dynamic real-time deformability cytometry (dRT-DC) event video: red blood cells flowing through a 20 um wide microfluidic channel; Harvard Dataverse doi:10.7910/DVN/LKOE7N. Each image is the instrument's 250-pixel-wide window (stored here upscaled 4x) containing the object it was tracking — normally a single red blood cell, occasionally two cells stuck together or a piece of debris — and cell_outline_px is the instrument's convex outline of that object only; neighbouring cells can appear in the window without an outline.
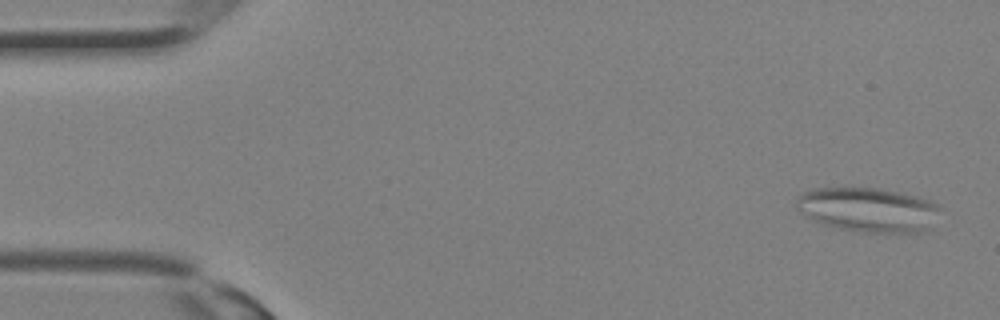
{"species": "Egyptian fruit bat (a non-hibernating species)", "species_latin": "Rousettus aegyptiacus", "temperature_condition": "room temperature", "stored_images_in_passage": 15, "camera_frame_rate_fps": 3000, "um_per_image_px": 0.085, "animal": {"sex": "female"}, "frame": {"image": 1, "passage_image": 1, "time_ms": 0.0, "image_size_px": [1000, 320], "cell_outline_px": [[940, 208], [928, 228], [920, 232], [860, 232], [840, 228], [824, 224], [812, 220], [800, 212], [796, 208], [796, 196], [812, 188], [880, 188], [916, 196], [940, 204]], "centroid_in_image_um": [73.74, 17.81], "position_along_channel_um": 11.3, "area_um2": 36.99}}
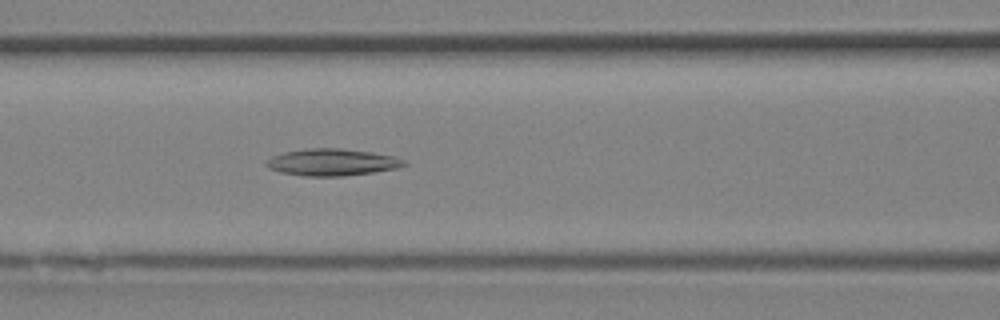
{"frame": {"image": 2, "passage_image": 13, "time_ms": 4.0, "image_size_px": [1000, 320], "cell_outline_px": [[408, 164], [400, 168], [344, 176], [304, 176], [280, 172], [268, 168], [264, 164], [272, 156], [284, 152], [312, 148], [340, 148], [372, 152], [392, 156], [404, 160]], "centroid_in_image_um": [28.23, 13.79], "position_along_channel_um": 138.4, "area_um2": 21.56}}
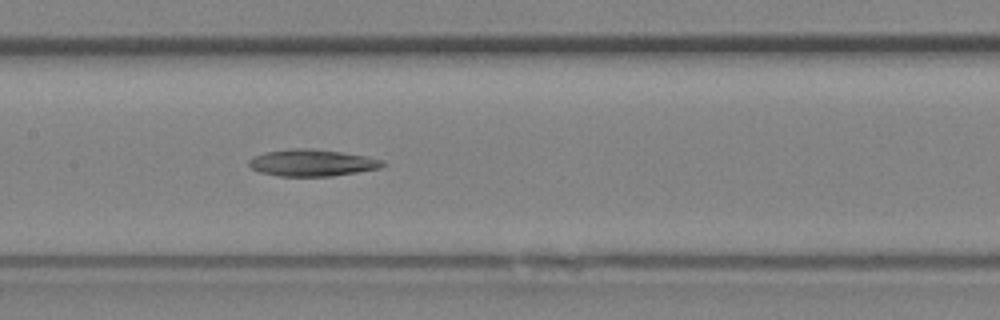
{"frame": {"image": 3, "passage_image": 15, "time_ms": 4.667, "image_size_px": [1000, 320], "cell_outline_px": [[388, 164], [380, 168], [332, 176], [280, 176], [260, 172], [252, 168], [248, 164], [248, 160], [252, 156], [264, 152], [296, 148], [312, 148], [340, 152], [364, 156], [384, 160]], "centroid_in_image_um": [26.52, 13.83], "position_along_channel_um": 180.9, "area_um2": 20.87}}